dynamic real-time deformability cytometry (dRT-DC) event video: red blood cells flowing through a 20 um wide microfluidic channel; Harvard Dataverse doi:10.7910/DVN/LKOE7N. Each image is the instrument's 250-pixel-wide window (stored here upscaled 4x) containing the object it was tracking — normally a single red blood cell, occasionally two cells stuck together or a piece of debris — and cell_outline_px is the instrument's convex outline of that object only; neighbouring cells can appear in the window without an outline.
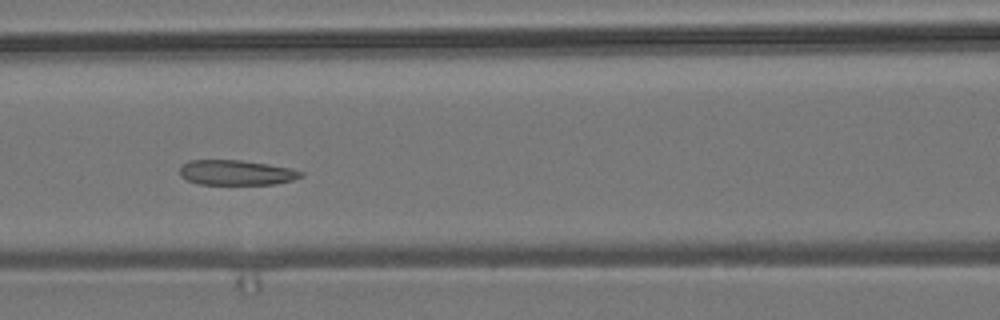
{"species": "common noctule bat (a hibernating species)", "species_latin": "Nyctalus noctula", "temperature_condition": "room temperature", "stored_images_in_passage": 48, "camera_frame_rate_fps": 3000, "um_per_image_px": 0.085, "animal": {"sex": "male", "body_mass_g": 19.2, "forearm_length_mm": 51.8}, "frame": {"image": 1, "passage_image": 20, "time_ms": 6.333, "image_size_px": [1000, 320], "cell_outline_px": [[304, 176], [292, 180], [272, 184], [200, 184], [188, 180], [180, 176], [180, 164], [188, 160], [240, 160], [268, 164], [288, 168], [304, 172]], "centroid_in_image_um": [20.05, 14.66], "position_along_channel_um": 146.6, "area_um2": 17.63}}
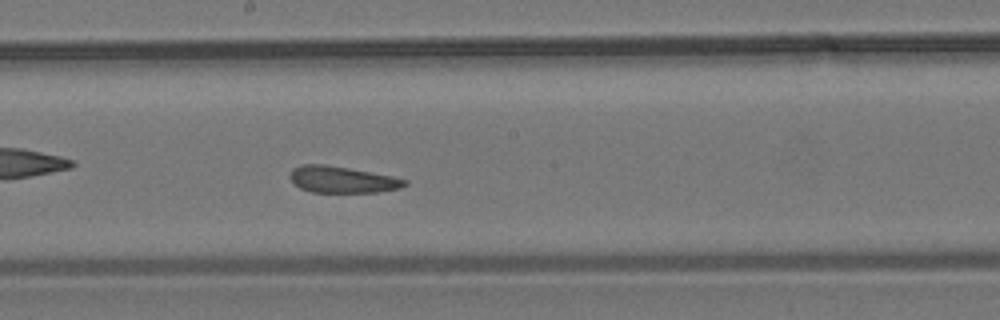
{"frame": {"image": 2, "passage_image": 26, "time_ms": 8.333, "image_size_px": [1000, 320], "cell_outline_px": [[408, 184], [400, 188], [376, 192], [312, 192], [300, 188], [288, 176], [292, 168], [300, 164], [324, 164], [348, 168], [392, 176], [408, 180]], "centroid_in_image_um": [29.07, 15.26], "position_along_channel_um": 219.1, "area_um2": 17.69}}
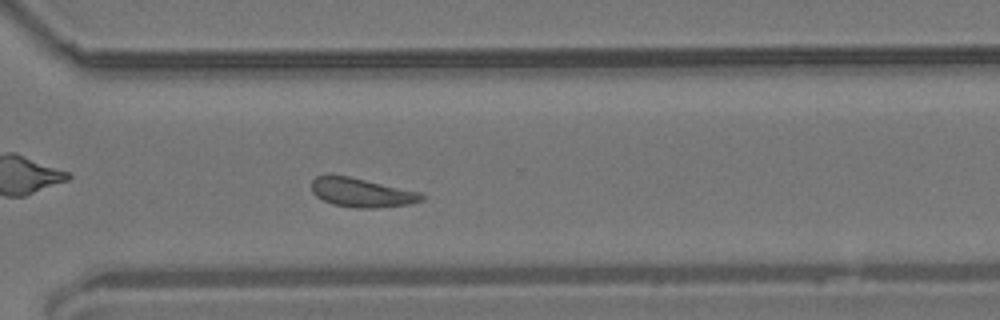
{"frame": {"image": 3, "passage_image": 36, "time_ms": 11.667, "image_size_px": [1000, 320], "cell_outline_px": [[424, 200], [408, 204], [376, 208], [356, 208], [332, 204], [316, 196], [312, 192], [312, 180], [316, 176], [348, 176], [420, 192], [424, 196]], "centroid_in_image_um": [30.74, 16.38], "position_along_channel_um": 339.9, "area_um2": 18.32}, "authors_computed_cell_mechanics": {"area_um2": 18.9295, "velocity_mm_per_s": 3.639, "shape_relaxation_time_tau1_ms": null, "shape_relaxation_time_tau2_ms": 2.5583, "deformation_change_tau1": null, "deformation_change_tau2": 0.0999}}